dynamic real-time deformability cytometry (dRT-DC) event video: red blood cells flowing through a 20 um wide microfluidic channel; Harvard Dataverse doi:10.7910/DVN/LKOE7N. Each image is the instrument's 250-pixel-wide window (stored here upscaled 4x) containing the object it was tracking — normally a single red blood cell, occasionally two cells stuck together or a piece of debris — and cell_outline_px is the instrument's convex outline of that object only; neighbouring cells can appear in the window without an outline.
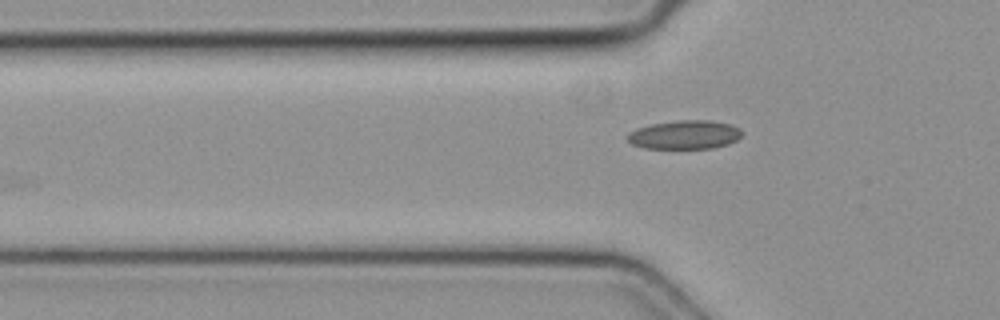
{"species": "common noctule bat (a hibernating species)", "species_latin": "Nyctalus noctula", "temperature_condition": "cold", "stored_images_in_passage": 5, "camera_frame_rate_fps": 3000, "um_per_image_px": 0.085, "animal": {"sex": "female", "body_mass_g": 19.3, "forearm_length_mm": 54.1}, "frame": {"image": 1, "passage_image": 5, "time_ms": 1.333, "image_size_px": [1000, 320], "cell_outline_px": [[744, 132], [736, 140], [728, 144], [712, 148], [644, 148], [632, 144], [628, 140], [628, 132], [636, 128], [652, 124], [680, 120], [712, 120], [732, 124], [740, 128]], "centroid_in_image_um": [58.23, 11.44], "position_along_channel_um": 67.6, "area_um2": 19.25}}